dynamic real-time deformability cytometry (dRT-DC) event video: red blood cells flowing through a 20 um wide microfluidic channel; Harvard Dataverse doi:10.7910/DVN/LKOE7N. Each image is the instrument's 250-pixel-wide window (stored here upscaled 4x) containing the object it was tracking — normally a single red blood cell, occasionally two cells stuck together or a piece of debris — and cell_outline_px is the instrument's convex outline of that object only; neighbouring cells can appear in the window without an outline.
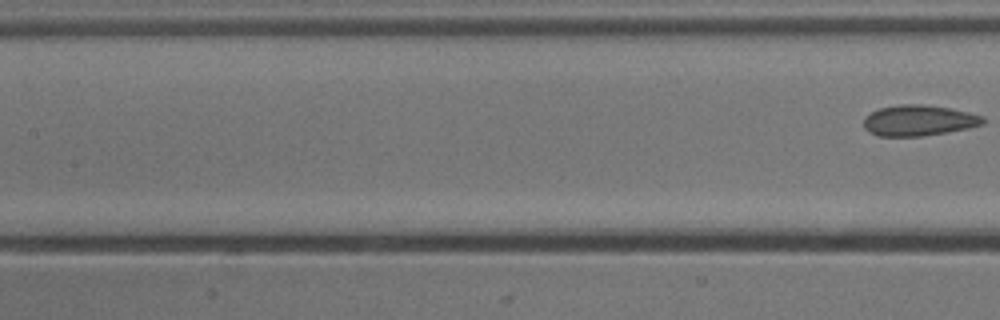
{"species": "common noctule bat (a hibernating species)", "species_latin": "Nyctalus noctula", "temperature_condition": "cold", "stored_images_in_passage": 5, "segment_of_instrument_passage": [2, 2], "camera_frame_rate_fps": 3000, "um_per_image_px": 0.085, "animal": {"sex": "male", "body_mass_g": 13.3}, "frame": {"image": 1, "passage_image": 5, "time_ms": 1.333, "image_size_px": [1000, 320], "cell_outline_px": [[984, 124], [968, 128], [920, 136], [880, 136], [868, 132], [864, 128], [864, 116], [880, 108], [900, 104], [920, 104], [948, 108], [968, 112], [984, 116]], "centroid_in_image_um": [78.07, 10.24], "position_along_channel_um": 129.3, "area_um2": 21.21}}